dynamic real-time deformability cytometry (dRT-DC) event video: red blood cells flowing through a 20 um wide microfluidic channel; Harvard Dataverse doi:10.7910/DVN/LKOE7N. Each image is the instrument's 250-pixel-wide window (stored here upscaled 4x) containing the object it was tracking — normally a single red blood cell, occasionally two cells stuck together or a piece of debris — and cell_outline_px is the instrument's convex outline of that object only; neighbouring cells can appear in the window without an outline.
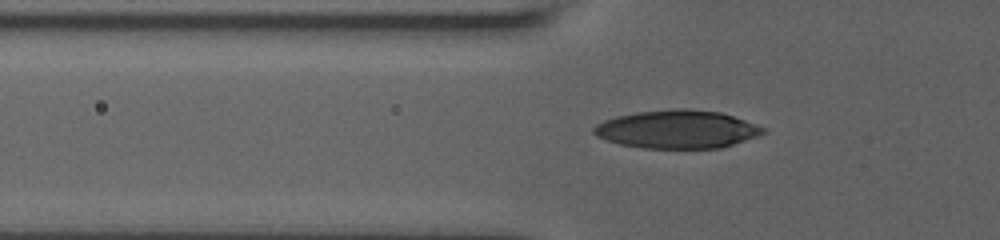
{"species": "human", "species_latin": "Homo sapiens", "temperature_condition": "room temperature", "stored_images_in_passage": 9, "camera_frame_rate_fps": 3000, "um_per_image_px": 0.085, "donor": {"sex": "male"}, "frame": {"image": 1, "passage_image": 4, "time_ms": 0.667, "image_size_px": [1000, 240], "cell_outline_px": [[768, 132], [720, 148], [644, 148], [620, 144], [596, 136], [592, 132], [592, 128], [596, 124], [604, 120], [616, 116], [636, 112], [672, 108], [688, 108], [720, 112], [744, 120], [764, 128]], "centroid_in_image_um": [57.52, 10.98], "position_along_channel_um": 68.3, "area_um2": 37.57}}
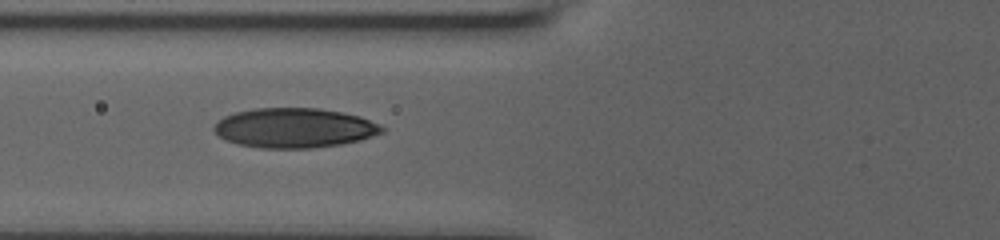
{"frame": {"image": 2, "passage_image": 8, "time_ms": 1.667, "image_size_px": [1000, 240], "cell_outline_px": [[384, 132], [360, 140], [340, 144], [312, 148], [260, 148], [236, 144], [220, 136], [212, 128], [224, 116], [236, 112], [256, 108], [320, 108], [360, 116], [380, 124], [384, 128]], "centroid_in_image_um": [25.04, 10.87], "position_along_channel_um": 100.8, "area_um2": 38.73}}